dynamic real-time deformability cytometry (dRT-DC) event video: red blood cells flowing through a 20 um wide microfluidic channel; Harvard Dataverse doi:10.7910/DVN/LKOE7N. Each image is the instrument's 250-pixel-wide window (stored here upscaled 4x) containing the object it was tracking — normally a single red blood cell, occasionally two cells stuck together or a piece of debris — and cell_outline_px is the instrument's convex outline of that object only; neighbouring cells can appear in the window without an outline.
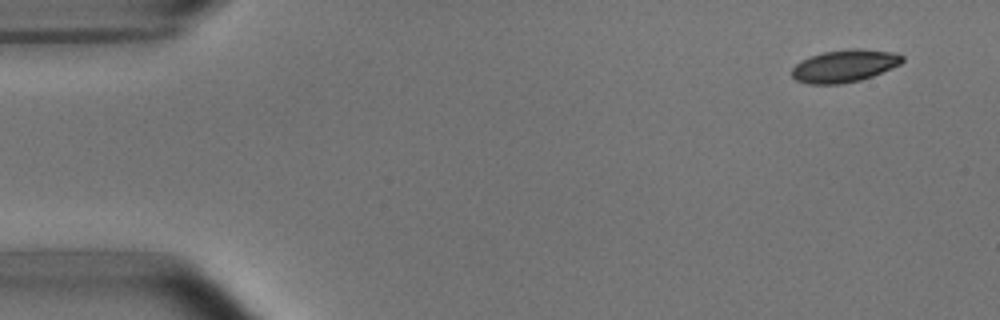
{"species": "common noctule bat (a hibernating species)", "species_latin": "Nyctalus noctula", "temperature_condition": "room temperature", "stored_images_in_passage": 9, "camera_frame_rate_fps": 3000, "um_per_image_px": 0.085, "animal": {"sex": "male", "body_mass_g": 15.6}, "frame": {"image": 1, "passage_image": 1, "time_ms": 0.0, "image_size_px": [1000, 320], "cell_outline_px": [[904, 60], [900, 64], [892, 68], [872, 76], [860, 80], [840, 84], [808, 84], [796, 80], [792, 76], [792, 68], [800, 60], [824, 52], [852, 48], [860, 48], [892, 52], [904, 56]], "centroid_in_image_um": [71.78, 5.6], "position_along_channel_um": 13.2, "area_um2": 20.87}}
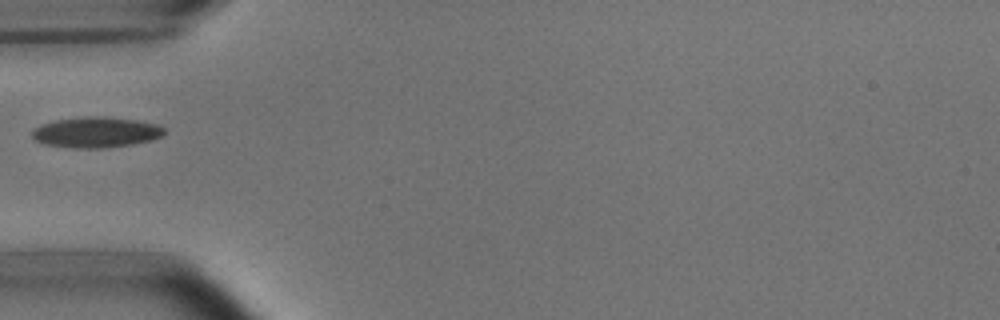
{"frame": {"image": 2, "passage_image": 5, "time_ms": 4.667, "image_size_px": [1000, 320], "cell_outline_px": [[164, 132], [160, 136], [152, 140], [132, 144], [100, 148], [72, 148], [44, 144], [36, 140], [32, 136], [32, 132], [40, 124], [56, 120], [88, 116], [104, 116], [136, 120], [156, 124], [164, 128]], "centroid_in_image_um": [8.15, 11.24], "position_along_channel_um": 76.9, "area_um2": 23.41}}
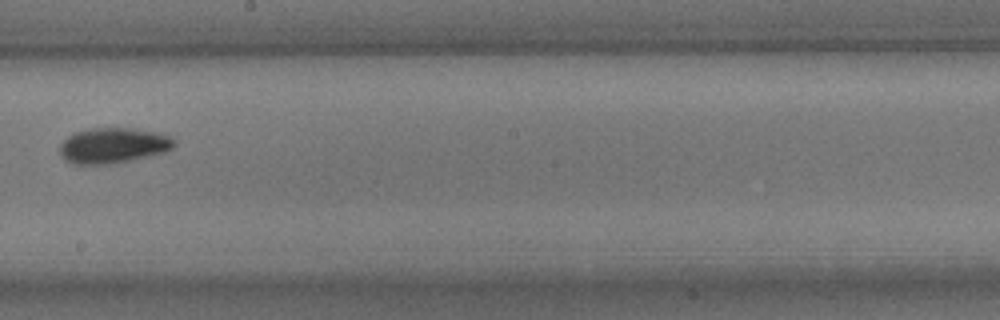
{"frame": {"image": 3, "passage_image": 9, "time_ms": 9.0, "image_size_px": [1000, 320], "cell_outline_px": [[176, 144], [172, 148], [164, 152], [128, 160], [108, 164], [76, 164], [68, 160], [60, 152], [60, 144], [68, 136], [76, 132], [88, 128], [132, 128], [172, 136], [176, 140]], "centroid_in_image_um": [9.64, 12.35], "position_along_channel_um": 238.6, "area_um2": 23.24}}